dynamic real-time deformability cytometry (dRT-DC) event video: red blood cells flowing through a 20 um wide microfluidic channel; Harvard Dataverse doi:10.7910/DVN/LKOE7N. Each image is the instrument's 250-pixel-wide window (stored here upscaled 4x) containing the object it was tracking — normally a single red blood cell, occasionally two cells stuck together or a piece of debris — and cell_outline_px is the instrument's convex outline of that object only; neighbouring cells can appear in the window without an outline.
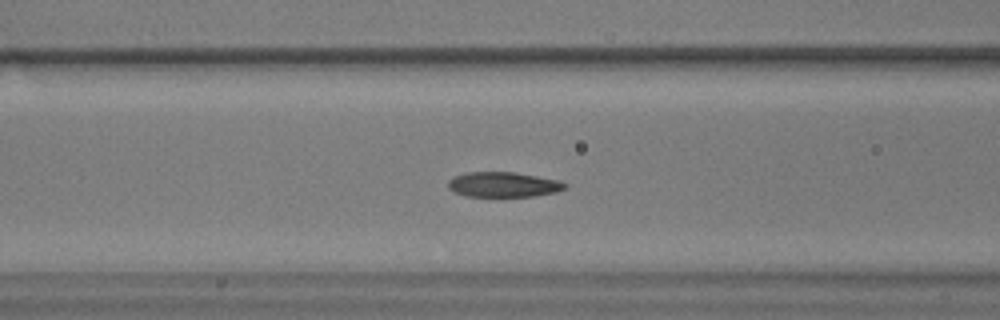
{"species": "common noctule bat (a hibernating species)", "species_latin": "Nyctalus noctula", "temperature_condition": "warm", "stored_images_in_passage": 58, "camera_frame_rate_fps": 3000, "um_per_image_px": 0.085, "animal": {"sex": "male", "body_mass_g": 17.9}, "frame": {"image": 1, "passage_image": 23, "time_ms": 7.333, "image_size_px": [1000, 320], "cell_outline_px": [[568, 184], [564, 188], [556, 192], [532, 196], [464, 196], [452, 192], [448, 188], [448, 180], [456, 176], [468, 172], [512, 172], [536, 176], [556, 180]], "centroid_in_image_um": [42.73, 15.69], "position_along_channel_um": 123.9, "area_um2": 16.88}}
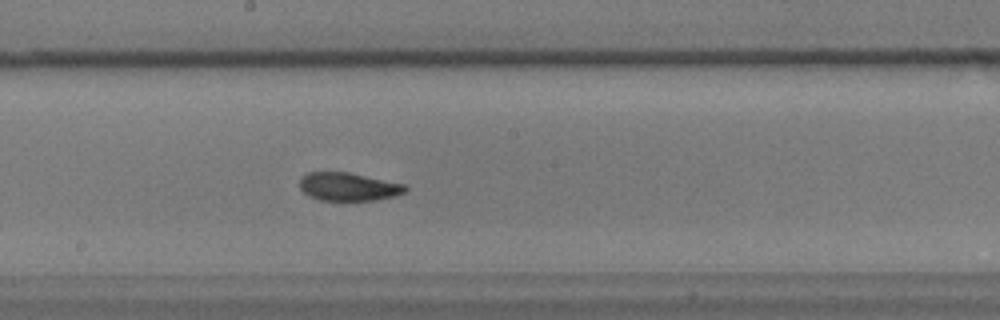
{"frame": {"image": 2, "passage_image": 31, "time_ms": 10.0, "image_size_px": [1000, 320], "cell_outline_px": [[408, 188], [404, 192], [392, 196], [376, 200], [348, 204], [320, 200], [308, 196], [300, 188], [300, 180], [308, 172], [348, 172], [408, 184]], "centroid_in_image_um": [29.64, 15.92], "position_along_channel_um": 218.6, "area_um2": 18.15}}
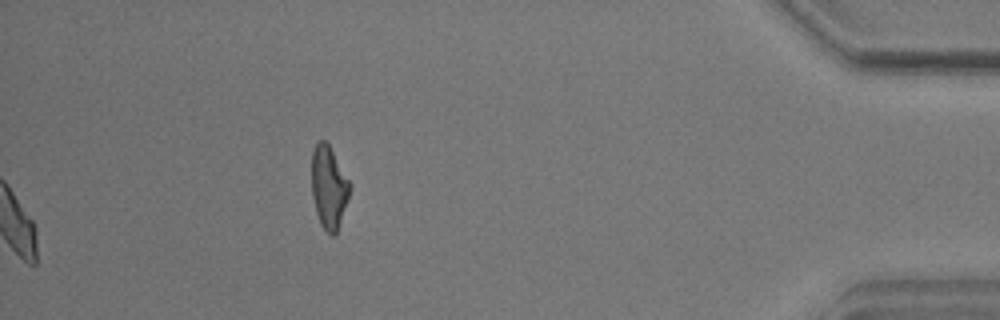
{"frame": {"image": 3, "passage_image": 58, "time_ms": 19.0, "image_size_px": [1000, 320], "cell_outline_px": [[352, 188], [336, 232], [332, 236], [320, 224], [316, 212], [312, 196], [312, 152], [316, 140], [324, 140], [328, 144], [352, 184]], "centroid_in_image_um": [27.95, 15.88], "position_along_channel_um": 407.3, "area_um2": 18.32}, "authors_computed_cell_mechanics": {"area_um2": 17.6001, "velocity_mm_per_s": 3.5544, "shape_relaxation_time_tau1_ms": 3.3792, "shape_relaxation_time_tau2_ms": 2.0763, "deformation_change_tau1": 0.1272, "deformation_change_tau2": 0.0723}}